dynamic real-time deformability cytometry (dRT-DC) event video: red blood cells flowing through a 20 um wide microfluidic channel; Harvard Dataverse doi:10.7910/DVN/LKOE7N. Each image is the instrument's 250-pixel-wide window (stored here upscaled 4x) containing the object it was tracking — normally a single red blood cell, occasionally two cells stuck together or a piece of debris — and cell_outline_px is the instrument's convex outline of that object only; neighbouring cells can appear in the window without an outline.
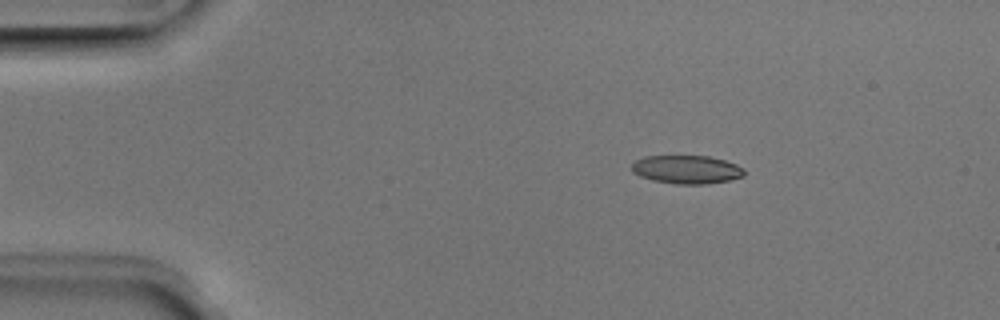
{"species": "Egyptian fruit bat (a non-hibernating species)", "species_latin": "Rousettus aegyptiacus", "temperature_condition": "room temperature", "stored_images_in_passage": 45, "camera_frame_rate_fps": 3000, "um_per_image_px": 0.085, "animal": {"sex": "male"}, "frame": {"image": 1, "passage_image": 2, "time_ms": 0.333, "image_size_px": [1000, 320], "cell_outline_px": [[744, 176], [728, 180], [704, 184], [676, 184], [652, 180], [640, 176], [632, 172], [632, 164], [636, 160], [644, 156], [708, 156], [724, 160], [736, 164], [744, 168]], "centroid_in_image_um": [58.36, 14.4], "position_along_channel_um": 26.6, "area_um2": 18.55}}
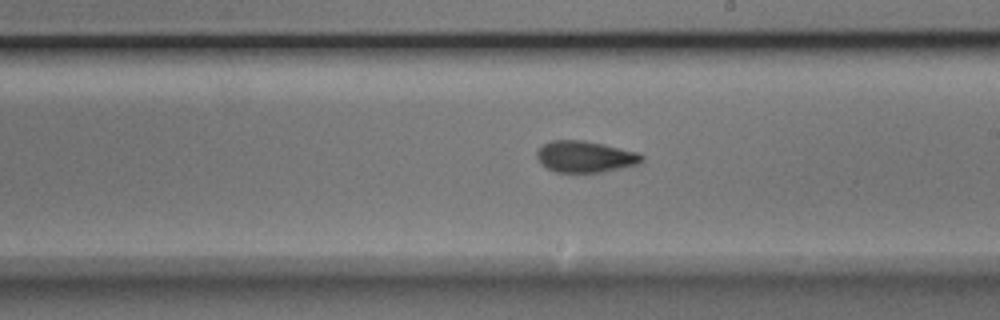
{"frame": {"image": 2, "passage_image": 23, "time_ms": 7.333, "image_size_px": [1000, 320], "cell_outline_px": [[644, 160], [636, 164], [620, 168], [600, 172], [556, 172], [540, 164], [536, 156], [536, 152], [544, 144], [552, 140], [584, 140], [604, 144], [636, 152], [644, 156]], "centroid_in_image_um": [49.71, 13.31], "position_along_channel_um": 239.3, "area_um2": 19.07}}
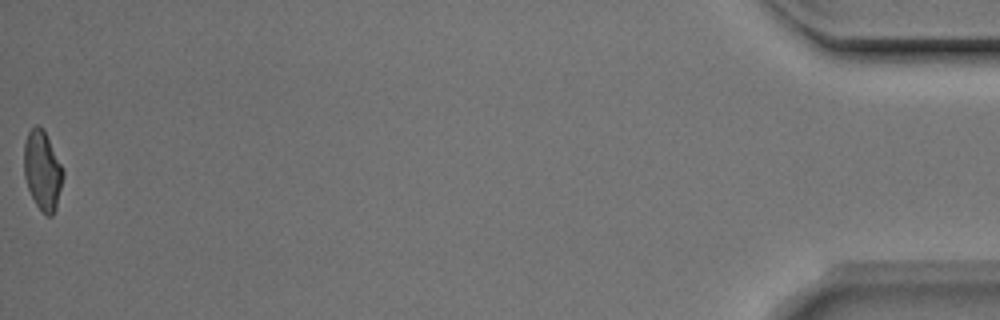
{"frame": {"image": 3, "passage_image": 45, "time_ms": 14.667, "image_size_px": [1000, 320], "cell_outline_px": [[64, 176], [56, 208], [52, 216], [48, 216], [36, 204], [28, 188], [24, 176], [24, 144], [28, 132], [36, 124], [44, 128], [64, 168]], "centroid_in_image_um": [3.63, 14.44], "position_along_channel_um": 431.6, "area_um2": 18.21}, "authors_computed_cell_mechanics": {"area_um2": 18.9006, "velocity_mm_per_s": 3.9562, "shape_relaxation_time_tau1_ms": 7.5829, "shape_relaxation_time_tau2_ms": 2.025, "deformation_change_tau1": 0.1695, "deformation_change_tau2": 0.0739}}